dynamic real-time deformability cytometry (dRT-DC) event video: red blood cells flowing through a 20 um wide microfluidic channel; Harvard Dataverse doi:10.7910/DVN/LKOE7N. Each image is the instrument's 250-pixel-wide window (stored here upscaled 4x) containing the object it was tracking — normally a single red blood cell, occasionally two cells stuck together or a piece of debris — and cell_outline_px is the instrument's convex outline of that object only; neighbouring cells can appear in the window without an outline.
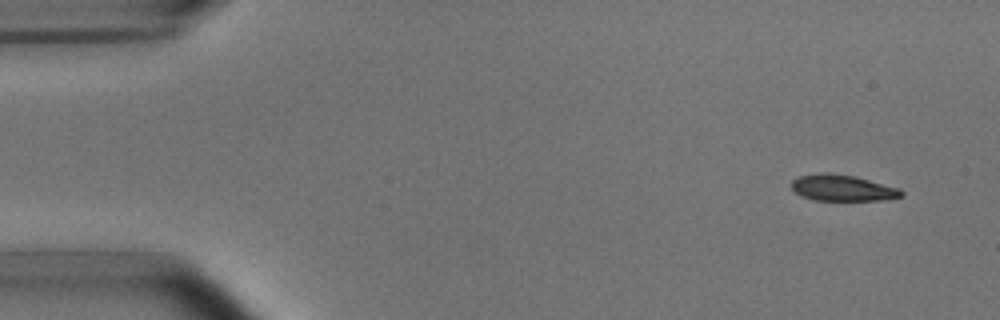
{"species": "common noctule bat (a hibernating species)", "species_latin": "Nyctalus noctula", "temperature_condition": "room temperature", "stored_images_in_passage": 5, "camera_frame_rate_fps": 3000, "um_per_image_px": 0.085, "animal": {"sex": "male", "body_mass_g": 15.6}, "frame": {"image": 1, "passage_image": 1, "time_ms": 0.0, "image_size_px": [1000, 320], "cell_outline_px": [[904, 196], [884, 200], [812, 200], [800, 196], [792, 188], [792, 180], [800, 176], [820, 172], [828, 172], [856, 176], [900, 188], [904, 192]], "centroid_in_image_um": [71.63, 15.97], "position_along_channel_um": 13.4, "area_um2": 16.99}}
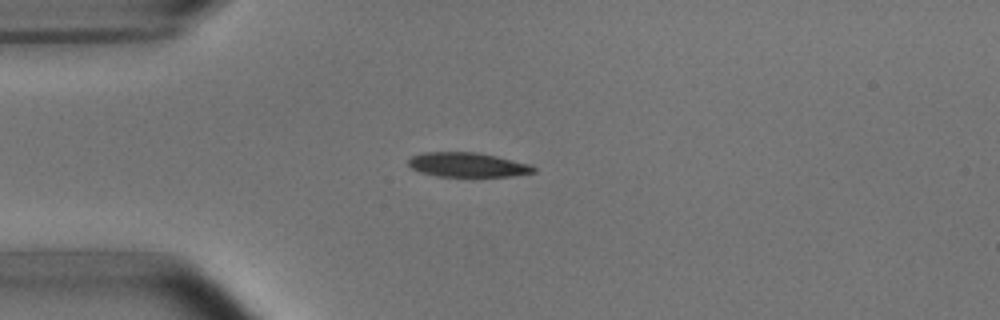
{"frame": {"image": 2, "passage_image": 4, "time_ms": 3.333, "image_size_px": [1000, 320], "cell_outline_px": [[536, 172], [512, 176], [440, 176], [420, 172], [412, 168], [408, 164], [408, 160], [412, 156], [424, 152], [476, 152], [496, 156], [532, 164], [536, 168]], "centroid_in_image_um": [39.78, 14.0], "position_along_channel_um": 45.2, "area_um2": 17.8}}
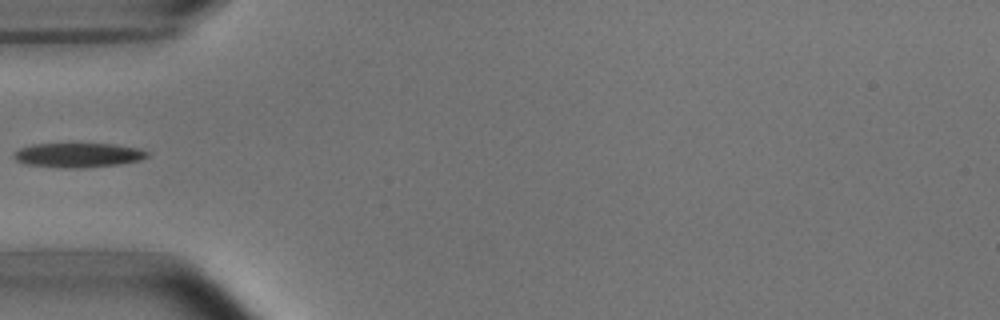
{"frame": {"image": 3, "passage_image": 5, "time_ms": 4.667, "image_size_px": [1000, 320], "cell_outline_px": [[148, 156], [140, 160], [120, 164], [84, 168], [60, 168], [24, 164], [16, 160], [12, 156], [12, 152], [20, 148], [32, 144], [112, 144], [136, 148], [148, 152]], "centroid_in_image_um": [6.58, 13.19], "position_along_channel_um": 78.4, "area_um2": 19.07}}